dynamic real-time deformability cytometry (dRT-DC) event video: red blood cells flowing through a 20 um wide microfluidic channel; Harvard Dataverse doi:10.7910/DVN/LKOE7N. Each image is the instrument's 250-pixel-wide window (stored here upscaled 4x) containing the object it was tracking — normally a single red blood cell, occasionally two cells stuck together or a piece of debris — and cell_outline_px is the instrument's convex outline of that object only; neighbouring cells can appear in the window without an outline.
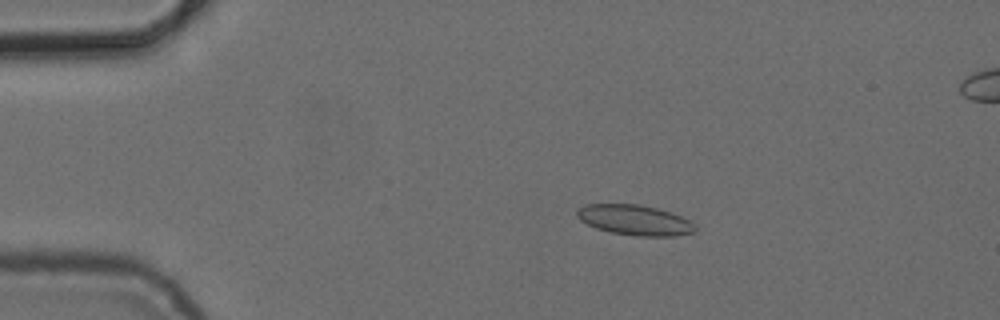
{"species": "common noctule bat (a hibernating species)", "species_latin": "Nyctalus noctula", "temperature_condition": "cold", "stored_images_in_passage": 7, "camera_frame_rate_fps": 3000, "um_per_image_px": 0.085, "animal": {"sex": "female", "body_mass_g": 24.6, "forearm_length_mm": 56.2}, "frame": {"image": 1, "passage_image": 4, "time_ms": 3.333, "image_size_px": [1000, 320], "cell_outline_px": [[696, 232], [676, 236], [636, 236], [612, 232], [596, 228], [580, 220], [576, 216], [576, 212], [584, 204], [640, 204], [656, 208], [680, 216], [688, 220], [696, 228]], "centroid_in_image_um": [53.94, 18.71], "position_along_channel_um": 31.1, "area_um2": 20.69}}
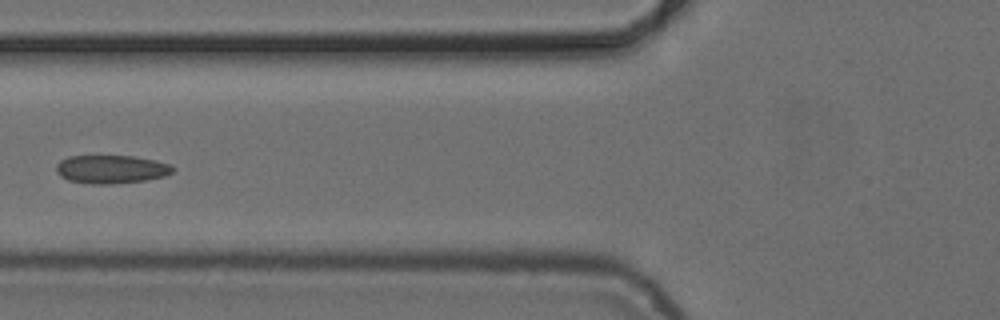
{"frame": {"image": 2, "passage_image": 7, "time_ms": 7.0, "image_size_px": [1000, 320], "cell_outline_px": [[176, 168], [172, 172], [164, 176], [144, 180], [108, 184], [92, 184], [68, 180], [60, 176], [56, 172], [56, 164], [60, 160], [68, 156], [132, 156], [156, 160], [168, 164]], "centroid_in_image_um": [9.42, 14.38], "position_along_channel_um": 116.4, "area_um2": 19.19}}